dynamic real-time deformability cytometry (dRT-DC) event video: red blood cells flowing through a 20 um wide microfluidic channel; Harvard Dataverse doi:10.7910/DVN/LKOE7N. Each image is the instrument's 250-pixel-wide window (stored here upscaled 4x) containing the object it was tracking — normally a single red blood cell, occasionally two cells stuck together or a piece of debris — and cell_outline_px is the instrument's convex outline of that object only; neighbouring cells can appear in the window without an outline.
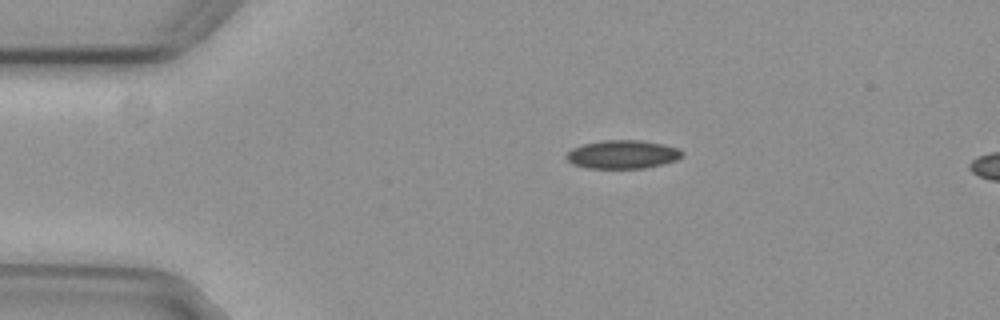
{"species": "common noctule bat (a hibernating species)", "species_latin": "Nyctalus noctula", "temperature_condition": "cold", "stored_images_in_passage": 6, "camera_frame_rate_fps": 3000, "um_per_image_px": 0.085, "animal": {"sex": "female", "body_mass_g": 29.2, "forearm_length_mm": 56.3}, "frame": {"image": 1, "passage_image": 1, "time_ms": 0.0, "image_size_px": [1000, 320], "cell_outline_px": [[684, 152], [676, 160], [644, 168], [588, 168], [572, 164], [564, 156], [572, 148], [584, 144], [604, 140], [640, 140], [664, 144], [680, 148]], "centroid_in_image_um": [52.91, 13.12], "position_along_channel_um": 32.1, "area_um2": 19.13}}